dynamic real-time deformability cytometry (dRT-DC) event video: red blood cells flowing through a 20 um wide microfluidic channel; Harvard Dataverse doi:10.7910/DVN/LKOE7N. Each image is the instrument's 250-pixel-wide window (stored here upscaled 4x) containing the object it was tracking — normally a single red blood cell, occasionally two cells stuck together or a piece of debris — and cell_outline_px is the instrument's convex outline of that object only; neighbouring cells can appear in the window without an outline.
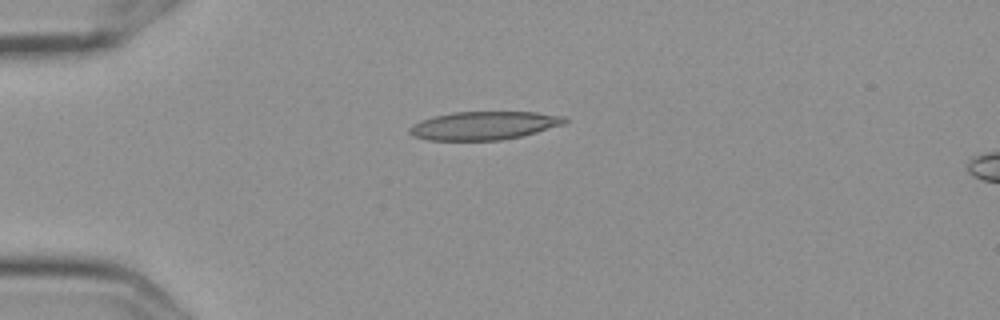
{"species": "Egyptian fruit bat (a non-hibernating species)", "species_latin": "Rousettus aegyptiacus", "temperature_condition": "cold", "stored_images_in_passage": 2, "camera_frame_rate_fps": 3000, "um_per_image_px": 0.085, "frame": {"image": 1, "passage_image": 1, "time_ms": 0.0, "image_size_px": [1000, 320], "cell_outline_px": [[568, 120], [564, 124], [536, 132], [520, 136], [500, 140], [428, 140], [412, 136], [408, 132], [408, 128], [412, 124], [420, 120], [432, 116], [452, 112], [536, 112], [564, 116]], "centroid_in_image_um": [41.08, 10.67], "position_along_channel_um": 43.9, "area_um2": 25.66}}